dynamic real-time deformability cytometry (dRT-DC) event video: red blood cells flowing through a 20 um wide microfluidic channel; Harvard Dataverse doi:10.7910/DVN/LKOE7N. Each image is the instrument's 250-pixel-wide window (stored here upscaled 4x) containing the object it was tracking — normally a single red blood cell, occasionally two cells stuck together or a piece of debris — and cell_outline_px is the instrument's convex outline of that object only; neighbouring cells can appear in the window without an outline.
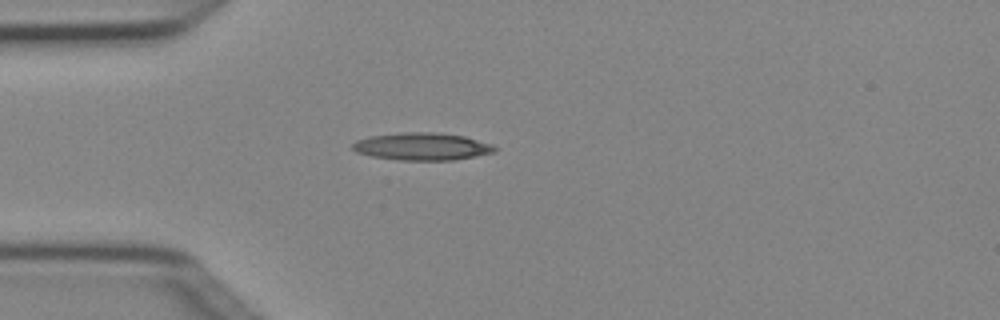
{"species": "Egyptian fruit bat (a non-hibernating species)", "species_latin": "Rousettus aegyptiacus", "temperature_condition": "cold", "stored_images_in_passage": 1, "camera_frame_rate_fps": 3000, "um_per_image_px": 0.085, "animal": {"sex": "female"}, "frame": {"image": 1, "passage_image": 1, "time_ms": 0.0, "image_size_px": [1000, 320], "cell_outline_px": [[496, 152], [452, 160], [400, 160], [372, 156], [356, 152], [352, 148], [352, 144], [356, 140], [368, 136], [400, 132], [432, 132], [464, 136], [492, 144], [496, 148]], "centroid_in_image_um": [35.84, 12.44], "position_along_channel_um": 49.2, "area_um2": 22.72}}